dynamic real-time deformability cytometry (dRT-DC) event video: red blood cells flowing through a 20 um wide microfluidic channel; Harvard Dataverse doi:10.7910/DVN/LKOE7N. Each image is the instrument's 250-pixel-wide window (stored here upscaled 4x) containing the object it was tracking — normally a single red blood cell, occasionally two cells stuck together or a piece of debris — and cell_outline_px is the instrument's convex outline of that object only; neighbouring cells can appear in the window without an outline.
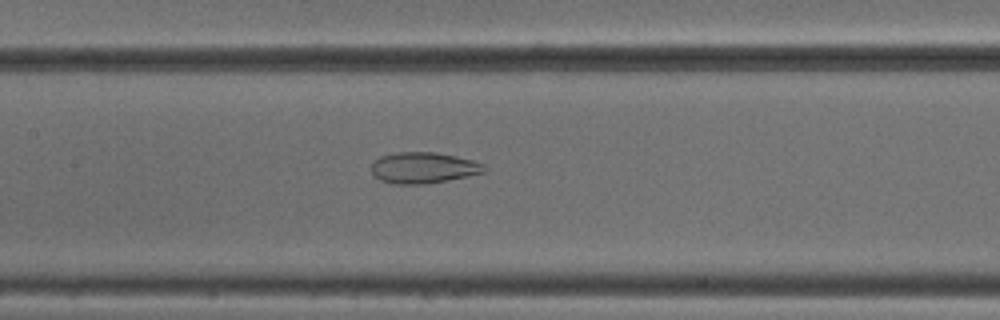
{"species": "common noctule bat (a hibernating species)", "species_latin": "Nyctalus noctula", "temperature_condition": "cold", "stored_images_in_passage": 41, "camera_frame_rate_fps": 3000, "um_per_image_px": 0.085, "animal": {"sex": "male", "body_mass_g": 18.8}, "frame": {"image": 1, "passage_image": 14, "time_ms": 4.333, "image_size_px": [1000, 320], "cell_outline_px": [[488, 168], [484, 172], [468, 176], [424, 184], [396, 184], [380, 180], [372, 172], [372, 164], [380, 156], [396, 152], [436, 152], [456, 156], [472, 160], [484, 164]], "centroid_in_image_um": [36.01, 14.25], "position_along_channel_um": 171.4, "area_um2": 20.35}}
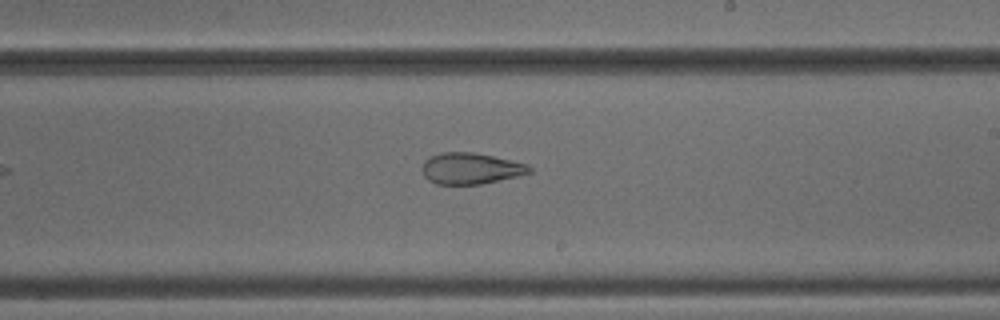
{"frame": {"image": 2, "passage_image": 20, "time_ms": 6.333, "image_size_px": [1000, 320], "cell_outline_px": [[532, 172], [520, 176], [480, 184], [436, 184], [428, 180], [424, 176], [420, 168], [424, 160], [428, 156], [440, 152], [472, 152], [492, 156], [528, 164], [532, 168]], "centroid_in_image_um": [39.97, 14.31], "position_along_channel_um": 249.0, "area_um2": 19.77}}
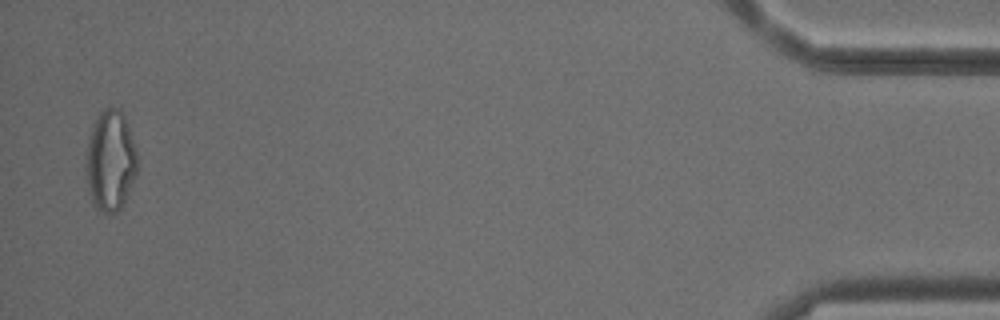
{"frame": {"image": 3, "passage_image": 40, "time_ms": 13.0, "image_size_px": [1000, 320], "cell_outline_px": [[140, 168], [124, 204], [116, 212], [96, 212], [92, 204], [88, 192], [84, 176], [88, 144], [92, 124], [100, 112], [104, 108], [112, 104], [120, 108], [128, 124], [136, 148]], "centroid_in_image_um": [9.39, 13.68], "position_along_channel_um": 425.8, "area_um2": 31.33}, "authors_computed_cell_mechanics": {"area_um2": 24.4494, "velocity_mm_per_s": 3.8896, "shape_relaxation_time_tau1_ms": null, "shape_relaxation_time_tau2_ms": 1.9312, "deformation_change_tau1": null, "deformation_change_tau2": 0.1021}}